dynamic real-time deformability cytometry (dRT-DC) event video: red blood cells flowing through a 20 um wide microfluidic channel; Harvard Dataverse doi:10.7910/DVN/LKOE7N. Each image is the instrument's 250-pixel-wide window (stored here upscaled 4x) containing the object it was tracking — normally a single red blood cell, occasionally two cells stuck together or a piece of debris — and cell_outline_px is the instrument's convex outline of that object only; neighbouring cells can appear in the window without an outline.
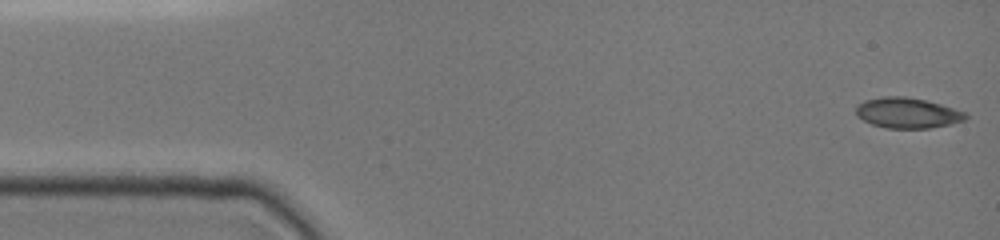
{"species": "common noctule bat (a hibernating species)", "species_latin": "Nyctalus noctula", "temperature_condition": "cold", "stored_images_in_passage": 36, "camera_frame_rate_fps": 3000, "um_per_image_px": 0.085, "animal": {"sex": "female", "body_mass_g": 19.0, "forearm_length_mm": 51.5}, "frame": {"image": 1, "passage_image": 1, "time_ms": 0.0, "image_size_px": [1000, 240], "cell_outline_px": [[968, 116], [964, 120], [952, 124], [928, 128], [888, 128], [872, 124], [856, 116], [856, 104], [864, 100], [884, 96], [904, 96], [928, 100], [968, 112]], "centroid_in_image_um": [77.15, 9.58], "position_along_channel_um": 7.8, "area_um2": 19.71}}
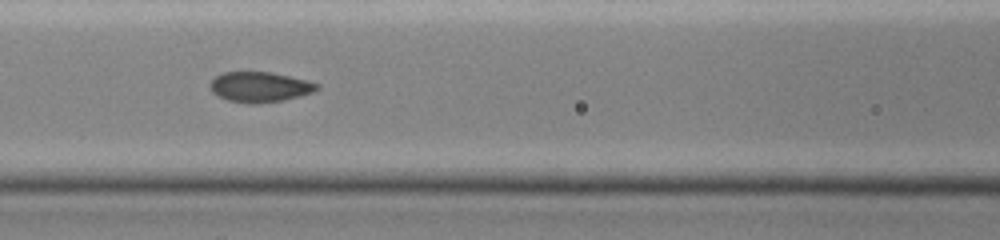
{"frame": {"image": 2, "passage_image": 21, "time_ms": 6.333, "image_size_px": [1000, 240], "cell_outline_px": [[320, 88], [312, 92], [300, 96], [284, 100], [252, 104], [228, 100], [216, 96], [212, 92], [208, 84], [216, 76], [224, 72], [272, 72], [308, 80], [320, 84]], "centroid_in_image_um": [22.08, 7.39], "position_along_channel_um": 144.5, "area_um2": 18.96}}
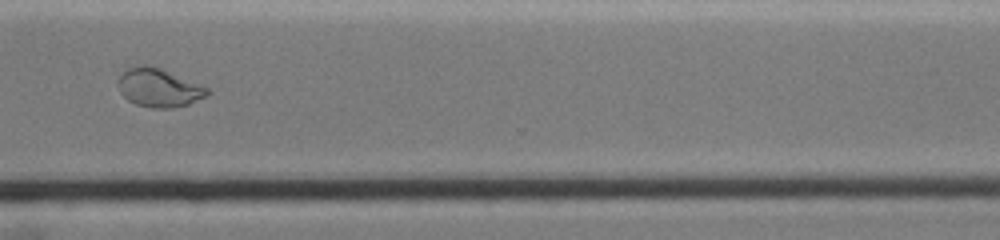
{"frame": {"image": 3, "passage_image": 35, "time_ms": 11.667, "image_size_px": [1000, 240], "cell_outline_px": [[212, 92], [208, 96], [188, 104], [172, 108], [152, 108], [136, 104], [128, 100], [120, 92], [116, 84], [120, 76], [128, 68], [136, 64], [152, 64], [200, 84], [208, 88]], "centroid_in_image_um": [13.51, 7.44], "position_along_channel_um": 357.1, "area_um2": 20.35}}